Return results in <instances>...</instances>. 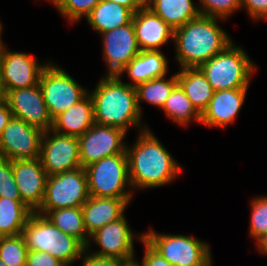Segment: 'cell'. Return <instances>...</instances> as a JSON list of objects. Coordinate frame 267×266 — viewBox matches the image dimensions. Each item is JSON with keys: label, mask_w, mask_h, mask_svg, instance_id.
Here are the masks:
<instances>
[{"label": "cell", "mask_w": 267, "mask_h": 266, "mask_svg": "<svg viewBox=\"0 0 267 266\" xmlns=\"http://www.w3.org/2000/svg\"><path fill=\"white\" fill-rule=\"evenodd\" d=\"M217 19L221 18L200 15L174 29L176 60L181 68H198L232 43Z\"/></svg>", "instance_id": "obj_3"}, {"label": "cell", "mask_w": 267, "mask_h": 266, "mask_svg": "<svg viewBox=\"0 0 267 266\" xmlns=\"http://www.w3.org/2000/svg\"><path fill=\"white\" fill-rule=\"evenodd\" d=\"M165 77L154 78L140 83L135 87L137 92V105L140 112V102L143 100L159 108L163 107L166 99L178 84L177 74L172 75L168 80Z\"/></svg>", "instance_id": "obj_29"}, {"label": "cell", "mask_w": 267, "mask_h": 266, "mask_svg": "<svg viewBox=\"0 0 267 266\" xmlns=\"http://www.w3.org/2000/svg\"><path fill=\"white\" fill-rule=\"evenodd\" d=\"M13 114L9 108L8 103L4 100H0V135L3 133L4 128L8 125L12 119Z\"/></svg>", "instance_id": "obj_39"}, {"label": "cell", "mask_w": 267, "mask_h": 266, "mask_svg": "<svg viewBox=\"0 0 267 266\" xmlns=\"http://www.w3.org/2000/svg\"><path fill=\"white\" fill-rule=\"evenodd\" d=\"M126 134L120 128L94 123L78 137L81 166L84 168L105 157L127 154V145L124 143Z\"/></svg>", "instance_id": "obj_12"}, {"label": "cell", "mask_w": 267, "mask_h": 266, "mask_svg": "<svg viewBox=\"0 0 267 266\" xmlns=\"http://www.w3.org/2000/svg\"><path fill=\"white\" fill-rule=\"evenodd\" d=\"M168 71V60L162 51L148 50L140 51L118 75L120 78L123 73H127L133 82L131 85L136 87L154 78L166 76Z\"/></svg>", "instance_id": "obj_22"}, {"label": "cell", "mask_w": 267, "mask_h": 266, "mask_svg": "<svg viewBox=\"0 0 267 266\" xmlns=\"http://www.w3.org/2000/svg\"><path fill=\"white\" fill-rule=\"evenodd\" d=\"M87 175L89 196L132 198L131 190H125L129 179L127 154L102 158L84 167Z\"/></svg>", "instance_id": "obj_6"}, {"label": "cell", "mask_w": 267, "mask_h": 266, "mask_svg": "<svg viewBox=\"0 0 267 266\" xmlns=\"http://www.w3.org/2000/svg\"><path fill=\"white\" fill-rule=\"evenodd\" d=\"M177 80L196 110L202 114L213 97L214 90L199 68H181Z\"/></svg>", "instance_id": "obj_24"}, {"label": "cell", "mask_w": 267, "mask_h": 266, "mask_svg": "<svg viewBox=\"0 0 267 266\" xmlns=\"http://www.w3.org/2000/svg\"><path fill=\"white\" fill-rule=\"evenodd\" d=\"M39 85L52 120L88 94L71 75L52 62L42 71Z\"/></svg>", "instance_id": "obj_9"}, {"label": "cell", "mask_w": 267, "mask_h": 266, "mask_svg": "<svg viewBox=\"0 0 267 266\" xmlns=\"http://www.w3.org/2000/svg\"><path fill=\"white\" fill-rule=\"evenodd\" d=\"M241 9L244 7L254 20H267V0H240Z\"/></svg>", "instance_id": "obj_38"}, {"label": "cell", "mask_w": 267, "mask_h": 266, "mask_svg": "<svg viewBox=\"0 0 267 266\" xmlns=\"http://www.w3.org/2000/svg\"><path fill=\"white\" fill-rule=\"evenodd\" d=\"M88 251V249H85L82 253V266H127L129 264L117 258L103 257L92 254V251L88 255V253H86Z\"/></svg>", "instance_id": "obj_37"}, {"label": "cell", "mask_w": 267, "mask_h": 266, "mask_svg": "<svg viewBox=\"0 0 267 266\" xmlns=\"http://www.w3.org/2000/svg\"><path fill=\"white\" fill-rule=\"evenodd\" d=\"M0 197L21 200L12 169V161L0 157Z\"/></svg>", "instance_id": "obj_34"}, {"label": "cell", "mask_w": 267, "mask_h": 266, "mask_svg": "<svg viewBox=\"0 0 267 266\" xmlns=\"http://www.w3.org/2000/svg\"><path fill=\"white\" fill-rule=\"evenodd\" d=\"M28 250L44 251L66 266L81 258L86 247L74 236L59 230L46 216L33 212L22 230Z\"/></svg>", "instance_id": "obj_4"}, {"label": "cell", "mask_w": 267, "mask_h": 266, "mask_svg": "<svg viewBox=\"0 0 267 266\" xmlns=\"http://www.w3.org/2000/svg\"><path fill=\"white\" fill-rule=\"evenodd\" d=\"M88 198L87 175L83 167L48 176L44 199L36 213L45 216L60 208L82 207Z\"/></svg>", "instance_id": "obj_8"}, {"label": "cell", "mask_w": 267, "mask_h": 266, "mask_svg": "<svg viewBox=\"0 0 267 266\" xmlns=\"http://www.w3.org/2000/svg\"><path fill=\"white\" fill-rule=\"evenodd\" d=\"M134 233L129 227L124 215L116 221L110 222L97 230L90 239L99 245L100 250L92 254L117 258L126 263H135L134 258Z\"/></svg>", "instance_id": "obj_15"}, {"label": "cell", "mask_w": 267, "mask_h": 266, "mask_svg": "<svg viewBox=\"0 0 267 266\" xmlns=\"http://www.w3.org/2000/svg\"><path fill=\"white\" fill-rule=\"evenodd\" d=\"M248 88L214 91L207 108L201 114V124L225 128L234 122L244 104Z\"/></svg>", "instance_id": "obj_19"}, {"label": "cell", "mask_w": 267, "mask_h": 266, "mask_svg": "<svg viewBox=\"0 0 267 266\" xmlns=\"http://www.w3.org/2000/svg\"><path fill=\"white\" fill-rule=\"evenodd\" d=\"M46 66L47 63L40 65L31 54L9 51L3 44L0 49V90L2 95L8 90L38 85Z\"/></svg>", "instance_id": "obj_11"}, {"label": "cell", "mask_w": 267, "mask_h": 266, "mask_svg": "<svg viewBox=\"0 0 267 266\" xmlns=\"http://www.w3.org/2000/svg\"><path fill=\"white\" fill-rule=\"evenodd\" d=\"M250 236L257 240L267 233V196L252 199L251 203Z\"/></svg>", "instance_id": "obj_32"}, {"label": "cell", "mask_w": 267, "mask_h": 266, "mask_svg": "<svg viewBox=\"0 0 267 266\" xmlns=\"http://www.w3.org/2000/svg\"><path fill=\"white\" fill-rule=\"evenodd\" d=\"M127 266H138L136 263L128 264Z\"/></svg>", "instance_id": "obj_44"}, {"label": "cell", "mask_w": 267, "mask_h": 266, "mask_svg": "<svg viewBox=\"0 0 267 266\" xmlns=\"http://www.w3.org/2000/svg\"><path fill=\"white\" fill-rule=\"evenodd\" d=\"M105 76L90 94L95 123L117 127L126 133L131 126L141 128L142 112L137 105L136 88L122 82L118 75Z\"/></svg>", "instance_id": "obj_2"}, {"label": "cell", "mask_w": 267, "mask_h": 266, "mask_svg": "<svg viewBox=\"0 0 267 266\" xmlns=\"http://www.w3.org/2000/svg\"><path fill=\"white\" fill-rule=\"evenodd\" d=\"M103 53L108 67L106 75H119L126 65L140 53L132 21L101 34Z\"/></svg>", "instance_id": "obj_16"}, {"label": "cell", "mask_w": 267, "mask_h": 266, "mask_svg": "<svg viewBox=\"0 0 267 266\" xmlns=\"http://www.w3.org/2000/svg\"><path fill=\"white\" fill-rule=\"evenodd\" d=\"M32 213L21 200L0 197V237L22 234Z\"/></svg>", "instance_id": "obj_26"}, {"label": "cell", "mask_w": 267, "mask_h": 266, "mask_svg": "<svg viewBox=\"0 0 267 266\" xmlns=\"http://www.w3.org/2000/svg\"><path fill=\"white\" fill-rule=\"evenodd\" d=\"M26 266H66L63 262L44 251L29 250Z\"/></svg>", "instance_id": "obj_35"}, {"label": "cell", "mask_w": 267, "mask_h": 266, "mask_svg": "<svg viewBox=\"0 0 267 266\" xmlns=\"http://www.w3.org/2000/svg\"><path fill=\"white\" fill-rule=\"evenodd\" d=\"M201 15L227 19L228 16L241 8L240 0H200Z\"/></svg>", "instance_id": "obj_33"}, {"label": "cell", "mask_w": 267, "mask_h": 266, "mask_svg": "<svg viewBox=\"0 0 267 266\" xmlns=\"http://www.w3.org/2000/svg\"><path fill=\"white\" fill-rule=\"evenodd\" d=\"M12 169L21 201L36 212L43 202L48 178L40 159L12 161Z\"/></svg>", "instance_id": "obj_17"}, {"label": "cell", "mask_w": 267, "mask_h": 266, "mask_svg": "<svg viewBox=\"0 0 267 266\" xmlns=\"http://www.w3.org/2000/svg\"><path fill=\"white\" fill-rule=\"evenodd\" d=\"M137 238L143 243L145 246V254L143 256L142 263L138 261L135 263L138 266H175L169 263L165 258H163L158 252H156L144 239L143 234L137 235Z\"/></svg>", "instance_id": "obj_36"}, {"label": "cell", "mask_w": 267, "mask_h": 266, "mask_svg": "<svg viewBox=\"0 0 267 266\" xmlns=\"http://www.w3.org/2000/svg\"><path fill=\"white\" fill-rule=\"evenodd\" d=\"M0 266H7V265L0 259Z\"/></svg>", "instance_id": "obj_43"}, {"label": "cell", "mask_w": 267, "mask_h": 266, "mask_svg": "<svg viewBox=\"0 0 267 266\" xmlns=\"http://www.w3.org/2000/svg\"><path fill=\"white\" fill-rule=\"evenodd\" d=\"M43 133L41 129L12 117L0 135V157L11 161L38 159Z\"/></svg>", "instance_id": "obj_13"}, {"label": "cell", "mask_w": 267, "mask_h": 266, "mask_svg": "<svg viewBox=\"0 0 267 266\" xmlns=\"http://www.w3.org/2000/svg\"><path fill=\"white\" fill-rule=\"evenodd\" d=\"M101 0H52V4L72 23L87 17Z\"/></svg>", "instance_id": "obj_31"}, {"label": "cell", "mask_w": 267, "mask_h": 266, "mask_svg": "<svg viewBox=\"0 0 267 266\" xmlns=\"http://www.w3.org/2000/svg\"><path fill=\"white\" fill-rule=\"evenodd\" d=\"M138 135L133 147H126L132 190L155 188L172 182L182 172L181 166L146 125Z\"/></svg>", "instance_id": "obj_1"}, {"label": "cell", "mask_w": 267, "mask_h": 266, "mask_svg": "<svg viewBox=\"0 0 267 266\" xmlns=\"http://www.w3.org/2000/svg\"><path fill=\"white\" fill-rule=\"evenodd\" d=\"M111 1L129 8L133 13H135L137 10H139L145 5V0H111Z\"/></svg>", "instance_id": "obj_40"}, {"label": "cell", "mask_w": 267, "mask_h": 266, "mask_svg": "<svg viewBox=\"0 0 267 266\" xmlns=\"http://www.w3.org/2000/svg\"><path fill=\"white\" fill-rule=\"evenodd\" d=\"M132 23L141 51H159L161 46L173 40L174 29L146 5L134 13Z\"/></svg>", "instance_id": "obj_18"}, {"label": "cell", "mask_w": 267, "mask_h": 266, "mask_svg": "<svg viewBox=\"0 0 267 266\" xmlns=\"http://www.w3.org/2000/svg\"><path fill=\"white\" fill-rule=\"evenodd\" d=\"M45 216L59 230L74 236L89 249L91 240L85 229L82 207L60 208L49 211Z\"/></svg>", "instance_id": "obj_27"}, {"label": "cell", "mask_w": 267, "mask_h": 266, "mask_svg": "<svg viewBox=\"0 0 267 266\" xmlns=\"http://www.w3.org/2000/svg\"><path fill=\"white\" fill-rule=\"evenodd\" d=\"M175 123L188 126L193 119L201 123V114L192 105L183 89L177 84L161 108Z\"/></svg>", "instance_id": "obj_28"}, {"label": "cell", "mask_w": 267, "mask_h": 266, "mask_svg": "<svg viewBox=\"0 0 267 266\" xmlns=\"http://www.w3.org/2000/svg\"><path fill=\"white\" fill-rule=\"evenodd\" d=\"M13 117L23 120L43 132L52 127V118L49 115L40 85L8 90L3 94Z\"/></svg>", "instance_id": "obj_14"}, {"label": "cell", "mask_w": 267, "mask_h": 266, "mask_svg": "<svg viewBox=\"0 0 267 266\" xmlns=\"http://www.w3.org/2000/svg\"><path fill=\"white\" fill-rule=\"evenodd\" d=\"M143 239L175 266H212L210 247L198 238L150 230L143 234Z\"/></svg>", "instance_id": "obj_7"}, {"label": "cell", "mask_w": 267, "mask_h": 266, "mask_svg": "<svg viewBox=\"0 0 267 266\" xmlns=\"http://www.w3.org/2000/svg\"><path fill=\"white\" fill-rule=\"evenodd\" d=\"M94 123L93 102L89 92L67 111L57 115L52 120L51 130L60 134L79 137L91 128Z\"/></svg>", "instance_id": "obj_21"}, {"label": "cell", "mask_w": 267, "mask_h": 266, "mask_svg": "<svg viewBox=\"0 0 267 266\" xmlns=\"http://www.w3.org/2000/svg\"><path fill=\"white\" fill-rule=\"evenodd\" d=\"M145 5L173 29L201 15L192 0H145Z\"/></svg>", "instance_id": "obj_25"}, {"label": "cell", "mask_w": 267, "mask_h": 266, "mask_svg": "<svg viewBox=\"0 0 267 266\" xmlns=\"http://www.w3.org/2000/svg\"><path fill=\"white\" fill-rule=\"evenodd\" d=\"M2 32V23H1V21H0V47H2V45L4 44L3 42H2V40H1V33Z\"/></svg>", "instance_id": "obj_42"}, {"label": "cell", "mask_w": 267, "mask_h": 266, "mask_svg": "<svg viewBox=\"0 0 267 266\" xmlns=\"http://www.w3.org/2000/svg\"><path fill=\"white\" fill-rule=\"evenodd\" d=\"M130 200L131 198L89 196L82 205L87 234L91 236L106 224L121 218Z\"/></svg>", "instance_id": "obj_20"}, {"label": "cell", "mask_w": 267, "mask_h": 266, "mask_svg": "<svg viewBox=\"0 0 267 266\" xmlns=\"http://www.w3.org/2000/svg\"><path fill=\"white\" fill-rule=\"evenodd\" d=\"M3 99V95L1 93V90H0V100Z\"/></svg>", "instance_id": "obj_45"}, {"label": "cell", "mask_w": 267, "mask_h": 266, "mask_svg": "<svg viewBox=\"0 0 267 266\" xmlns=\"http://www.w3.org/2000/svg\"><path fill=\"white\" fill-rule=\"evenodd\" d=\"M214 91L248 88L256 70L250 57L241 47L229 44L198 67Z\"/></svg>", "instance_id": "obj_5"}, {"label": "cell", "mask_w": 267, "mask_h": 266, "mask_svg": "<svg viewBox=\"0 0 267 266\" xmlns=\"http://www.w3.org/2000/svg\"><path fill=\"white\" fill-rule=\"evenodd\" d=\"M28 251L22 234L0 237V259L7 266H26Z\"/></svg>", "instance_id": "obj_30"}, {"label": "cell", "mask_w": 267, "mask_h": 266, "mask_svg": "<svg viewBox=\"0 0 267 266\" xmlns=\"http://www.w3.org/2000/svg\"><path fill=\"white\" fill-rule=\"evenodd\" d=\"M256 244H257V249H259V251L262 254H266L267 255V233L263 234L262 236H260L257 240H256Z\"/></svg>", "instance_id": "obj_41"}, {"label": "cell", "mask_w": 267, "mask_h": 266, "mask_svg": "<svg viewBox=\"0 0 267 266\" xmlns=\"http://www.w3.org/2000/svg\"><path fill=\"white\" fill-rule=\"evenodd\" d=\"M134 13L111 0H101L86 17L88 24L99 34L129 24Z\"/></svg>", "instance_id": "obj_23"}, {"label": "cell", "mask_w": 267, "mask_h": 266, "mask_svg": "<svg viewBox=\"0 0 267 266\" xmlns=\"http://www.w3.org/2000/svg\"><path fill=\"white\" fill-rule=\"evenodd\" d=\"M39 159L48 176L82 167L78 137L51 129L45 131L41 138Z\"/></svg>", "instance_id": "obj_10"}]
</instances>
